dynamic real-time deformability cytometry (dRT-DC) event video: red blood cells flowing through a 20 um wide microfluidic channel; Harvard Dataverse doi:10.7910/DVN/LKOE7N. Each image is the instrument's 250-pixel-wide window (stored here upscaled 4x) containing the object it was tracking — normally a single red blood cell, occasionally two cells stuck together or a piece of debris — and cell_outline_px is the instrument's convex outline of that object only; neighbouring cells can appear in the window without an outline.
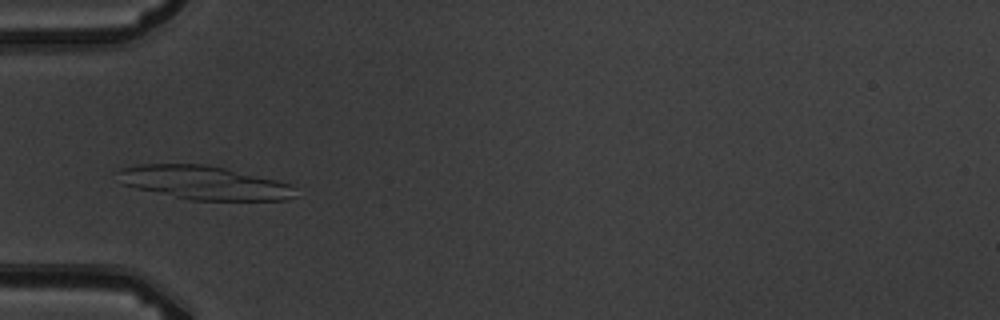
{"species": "common noctule bat (a hibernating species)", "species_latin": "Nyctalus noctula", "temperature_condition": "warm", "stored_images_in_passage": 4, "camera_frame_rate_fps": 3000, "um_per_image_px": 0.085, "animal": {"sex": "male", "body_mass_g": 19.5, "forearm_length_mm": 54.6}, "frame": {"image": 1, "passage_image": 4, "time_ms": 4.333, "image_size_px": [1000, 320], "cell_outline_px": [[296, 196], [288, 200], [188, 200], [136, 188], [120, 184], [116, 172], [120, 168], [140, 164], [204, 164], [224, 168], [276, 180], [292, 184]], "centroid_in_image_um": [17.3, 15.53], "position_along_channel_um": 67.7, "area_um2": 34.85}}